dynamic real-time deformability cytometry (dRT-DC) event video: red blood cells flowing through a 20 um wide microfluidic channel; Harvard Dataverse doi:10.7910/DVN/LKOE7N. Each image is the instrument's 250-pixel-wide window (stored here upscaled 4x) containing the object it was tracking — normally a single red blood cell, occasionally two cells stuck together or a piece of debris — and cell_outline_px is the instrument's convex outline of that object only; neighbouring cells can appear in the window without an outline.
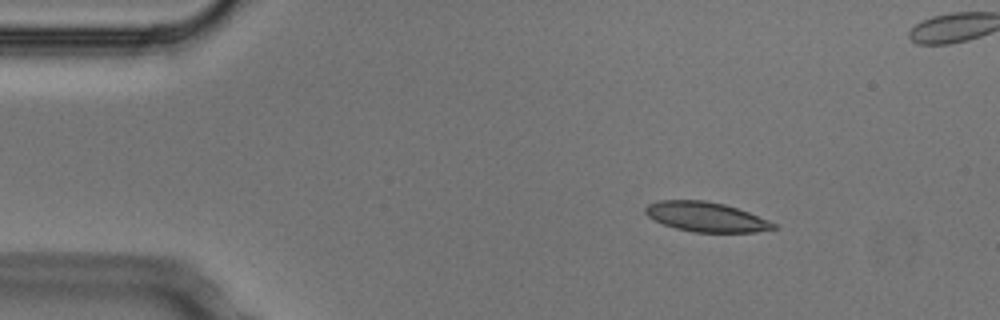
{"species": "Egyptian fruit bat (a non-hibernating species)", "species_latin": "Rousettus aegyptiacus", "temperature_condition": "cold", "stored_images_in_passage": 6, "camera_frame_rate_fps": 3000, "um_per_image_px": 0.085, "animal": {"sex": "male"}, "frame": {"image": 1, "passage_image": 3, "time_ms": 0.667, "image_size_px": [1000, 320], "cell_outline_px": [[780, 228], [756, 232], [692, 232], [676, 228], [664, 224], [648, 216], [644, 212], [644, 208], [648, 204], [656, 200], [704, 200], [724, 204], [748, 212], [768, 220], [776, 224]], "centroid_in_image_um": [60.01, 18.43], "position_along_channel_um": 25.0, "area_um2": 22.14}}